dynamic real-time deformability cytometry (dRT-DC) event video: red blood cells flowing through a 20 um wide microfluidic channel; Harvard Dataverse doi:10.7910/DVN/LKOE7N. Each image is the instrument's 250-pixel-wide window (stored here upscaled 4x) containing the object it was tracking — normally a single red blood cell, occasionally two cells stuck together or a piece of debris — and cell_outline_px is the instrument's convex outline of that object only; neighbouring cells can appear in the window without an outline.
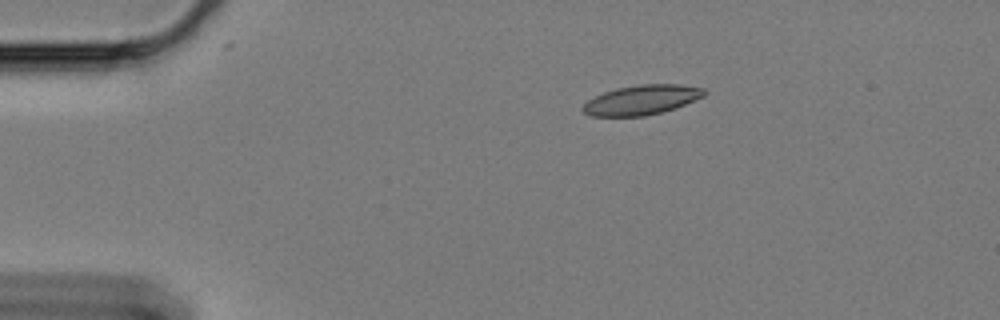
{"species": "Egyptian fruit bat (a non-hibernating species)", "species_latin": "Rousettus aegyptiacus", "temperature_condition": "cold", "stored_images_in_passage": 50, "camera_frame_rate_fps": 3000, "um_per_image_px": 0.085, "animal": {"sex": "female"}, "frame": {"image": 1, "passage_image": 1, "time_ms": 0.0, "image_size_px": [1000, 320], "cell_outline_px": [[708, 92], [704, 96], [676, 108], [644, 116], [592, 116], [584, 112], [580, 108], [588, 100], [604, 92], [616, 88], [640, 84], [680, 84], [704, 88]], "centroid_in_image_um": [54.56, 8.48], "position_along_channel_um": 30.4, "area_um2": 20.98}}
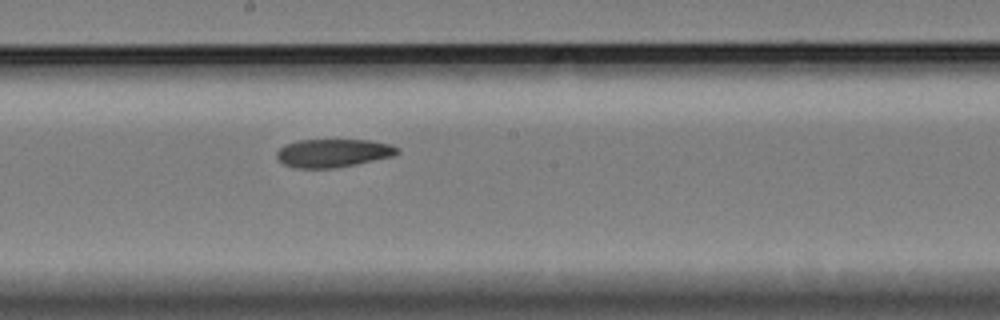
{"frame": {"image": 2, "passage_image": 23, "time_ms": 7.333, "image_size_px": [1000, 320], "cell_outline_px": [[400, 152], [392, 156], [356, 164], [336, 168], [292, 168], [284, 164], [276, 156], [276, 152], [284, 144], [296, 140], [368, 140], [392, 144], [400, 148]], "centroid_in_image_um": [28.31, 13.0], "position_along_channel_um": 219.9, "area_um2": 20.0}}
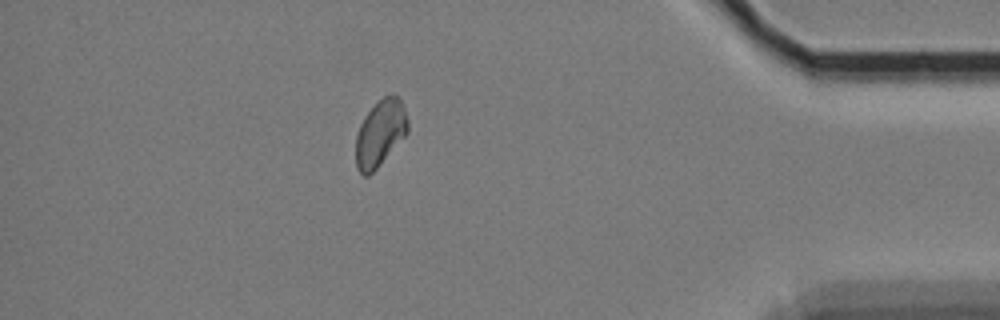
{"frame": {"image": 3, "passage_image": 43, "time_ms": 14.0, "image_size_px": [1000, 320], "cell_outline_px": [[408, 132], [376, 168], [368, 176], [364, 176], [356, 168], [356, 136], [360, 124], [364, 116], [384, 96], [392, 92], [400, 96], [408, 120]], "centroid_in_image_um": [32.32, 11.29], "position_along_channel_um": 402.9, "area_um2": 20.0}, "authors_computed_cell_mechanics": {"area_um2": 20.6346, "velocity_mm_per_s": 3.3166, "shape_relaxation_time_tau1_ms": 9.9126, "shape_relaxation_time_tau2_ms": 6.6005, "deformation_change_tau1": 0.1668, "deformation_change_tau2": 0.1137}}